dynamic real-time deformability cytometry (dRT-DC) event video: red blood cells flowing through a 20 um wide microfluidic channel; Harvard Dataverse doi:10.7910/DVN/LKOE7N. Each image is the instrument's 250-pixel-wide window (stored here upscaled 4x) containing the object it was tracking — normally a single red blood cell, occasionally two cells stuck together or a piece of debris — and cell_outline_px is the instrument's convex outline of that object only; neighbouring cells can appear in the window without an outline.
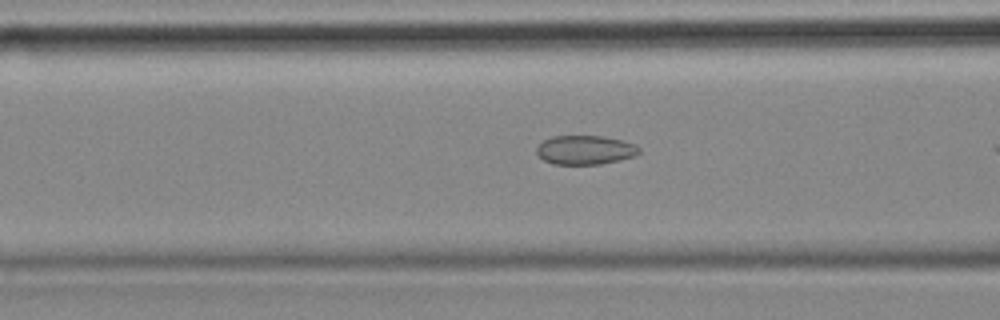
{"species": "common noctule bat (a hibernating species)", "species_latin": "Nyctalus noctula", "temperature_condition": "cold", "stored_images_in_passage": 9, "camera_frame_rate_fps": 3000, "um_per_image_px": 0.085, "animal": {"sex": "female", "body_mass_g": 18.4}, "frame": {"image": 1, "passage_image": 7, "time_ms": 2.0, "image_size_px": [1000, 320], "cell_outline_px": [[640, 152], [636, 156], [600, 164], [552, 164], [544, 160], [536, 152], [536, 148], [544, 140], [552, 136], [604, 136], [636, 144], [640, 148]], "centroid_in_image_um": [49.75, 12.74], "position_along_channel_um": 116.8, "area_um2": 17.34}}